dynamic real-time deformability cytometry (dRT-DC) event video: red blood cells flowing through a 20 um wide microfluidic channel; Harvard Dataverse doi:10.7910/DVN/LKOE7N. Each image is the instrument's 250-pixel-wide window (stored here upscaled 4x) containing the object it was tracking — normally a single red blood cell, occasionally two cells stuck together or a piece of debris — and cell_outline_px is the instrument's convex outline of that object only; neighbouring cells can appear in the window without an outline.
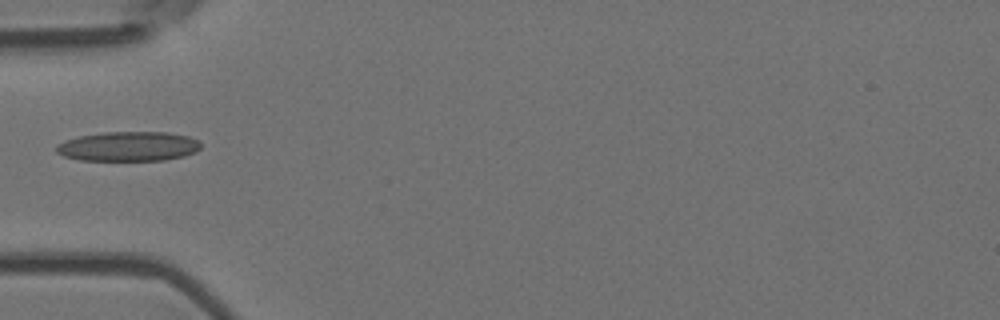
{"species": "Egyptian fruit bat (a non-hibernating species)", "species_latin": "Rousettus aegyptiacus", "temperature_condition": "room temperature", "stored_images_in_passage": 4, "camera_frame_rate_fps": 3000, "um_per_image_px": 0.085, "animal": {"sex": "female"}, "frame": {"image": 1, "passage_image": 4, "time_ms": 1.0, "image_size_px": [1000, 320], "cell_outline_px": [[200, 148], [196, 152], [184, 156], [164, 160], [80, 160], [64, 156], [56, 152], [56, 144], [64, 140], [80, 136], [104, 132], [168, 132], [188, 136], [196, 140], [200, 144]], "centroid_in_image_um": [10.9, 12.44], "position_along_channel_um": 74.1, "area_um2": 24.91}}